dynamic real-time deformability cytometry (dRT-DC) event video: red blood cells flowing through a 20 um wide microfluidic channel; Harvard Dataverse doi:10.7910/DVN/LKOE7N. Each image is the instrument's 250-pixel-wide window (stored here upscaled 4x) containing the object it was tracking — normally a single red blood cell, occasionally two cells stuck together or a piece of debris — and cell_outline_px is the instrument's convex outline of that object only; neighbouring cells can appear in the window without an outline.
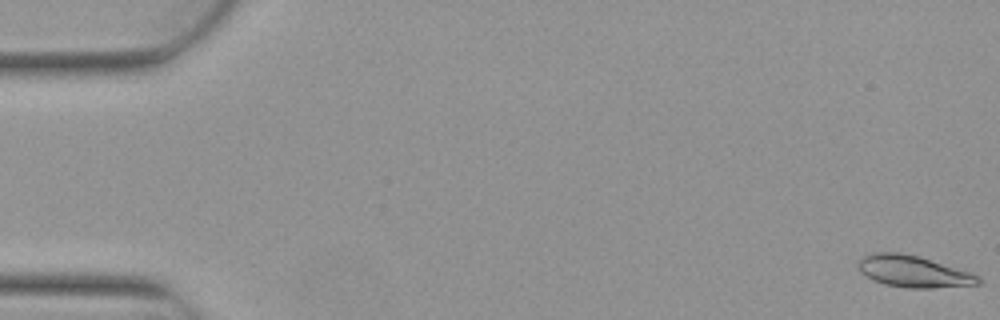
{"species": "Egyptian fruit bat (a non-hibernating species)", "species_latin": "Rousettus aegyptiacus", "temperature_condition": "warm", "stored_images_in_passage": 6, "camera_frame_rate_fps": 3000, "um_per_image_px": 0.085, "animal": {"sex": "female"}, "frame": {"image": 1, "passage_image": 1, "time_ms": 0.0, "image_size_px": [1000, 320], "cell_outline_px": [[980, 284], [932, 288], [908, 288], [884, 284], [872, 280], [860, 272], [856, 264], [864, 256], [872, 252], [900, 252], [916, 256], [956, 268], [980, 276]], "centroid_in_image_um": [77.58, 23.08], "position_along_channel_um": 7.4, "area_um2": 21.91}}
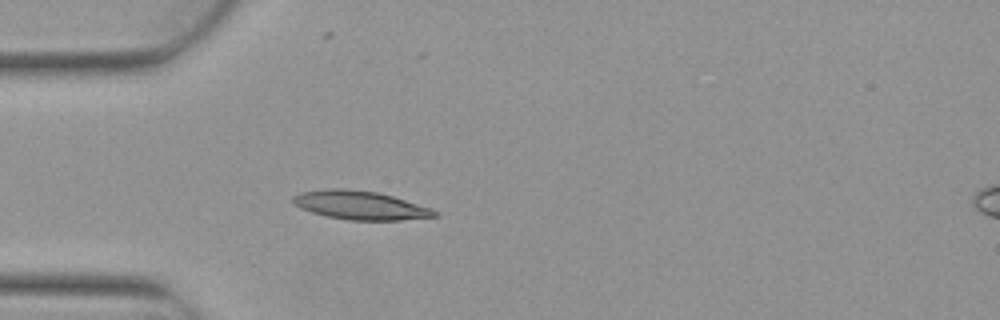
{"frame": {"image": 2, "passage_image": 5, "time_ms": 1.333, "image_size_px": [1000, 320], "cell_outline_px": [[440, 216], [400, 220], [348, 220], [324, 216], [300, 208], [292, 204], [292, 196], [300, 192], [328, 188], [344, 188], [376, 192], [392, 196], [432, 208], [440, 212]], "centroid_in_image_um": [30.61, 17.45], "position_along_channel_um": 54.4, "area_um2": 23.87}}